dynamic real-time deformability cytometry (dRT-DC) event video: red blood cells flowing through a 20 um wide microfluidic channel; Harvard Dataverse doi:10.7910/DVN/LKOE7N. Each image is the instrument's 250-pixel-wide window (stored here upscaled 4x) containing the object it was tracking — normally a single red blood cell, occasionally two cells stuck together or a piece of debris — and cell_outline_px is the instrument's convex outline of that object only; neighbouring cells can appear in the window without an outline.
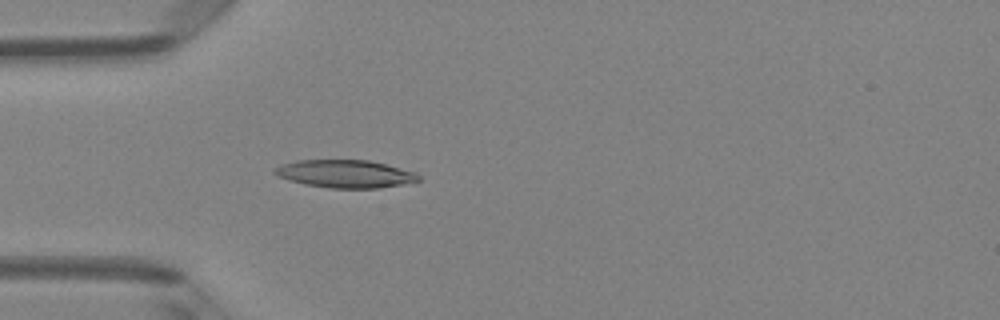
{"species": "Egyptian fruit bat (a non-hibernating species)", "species_latin": "Rousettus aegyptiacus", "temperature_condition": "room temperature", "stored_images_in_passage": 4, "camera_frame_rate_fps": 3000, "um_per_image_px": 0.085, "animal": {"sex": "female"}, "frame": {"image": 1, "passage_image": 4, "time_ms": 4.333, "image_size_px": [1000, 320], "cell_outline_px": [[420, 180], [404, 184], [380, 188], [328, 188], [304, 184], [288, 180], [276, 176], [272, 172], [276, 168], [284, 164], [296, 160], [368, 160], [416, 172], [420, 176]], "centroid_in_image_um": [29.34, 14.78], "position_along_channel_um": 55.7, "area_um2": 23.29}}